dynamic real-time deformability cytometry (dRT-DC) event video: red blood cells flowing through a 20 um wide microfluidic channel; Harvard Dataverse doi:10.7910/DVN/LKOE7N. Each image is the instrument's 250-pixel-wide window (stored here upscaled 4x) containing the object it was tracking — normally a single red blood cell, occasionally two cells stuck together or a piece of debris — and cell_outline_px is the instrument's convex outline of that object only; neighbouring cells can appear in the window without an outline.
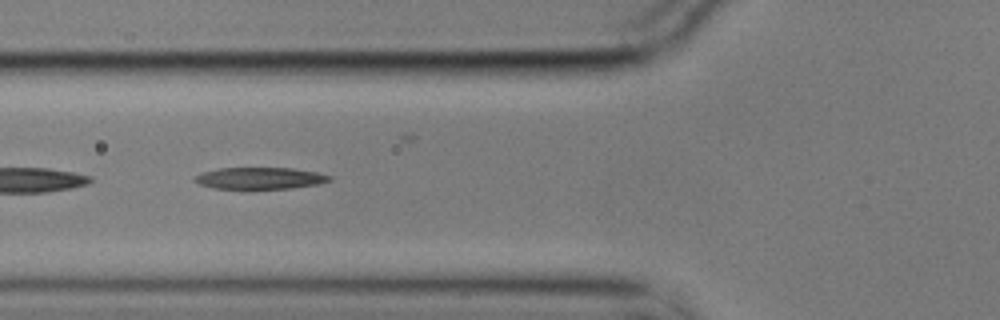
{"species": "common noctule bat (a hibernating species)", "species_latin": "Nyctalus noctula", "temperature_condition": "cold", "stored_images_in_passage": 45, "camera_frame_rate_fps": 3000, "um_per_image_px": 0.085, "animal": {"sex": "male", "body_mass_g": 17.9}, "frame": {"image": 1, "passage_image": 10, "time_ms": 3.0, "image_size_px": [1000, 320], "cell_outline_px": [[332, 180], [320, 184], [292, 188], [252, 192], [244, 192], [212, 188], [200, 184], [192, 180], [196, 176], [204, 172], [220, 168], [292, 168], [316, 172], [332, 176]], "centroid_in_image_um": [22.08, 15.21], "position_along_channel_um": 103.7, "area_um2": 18.15}}
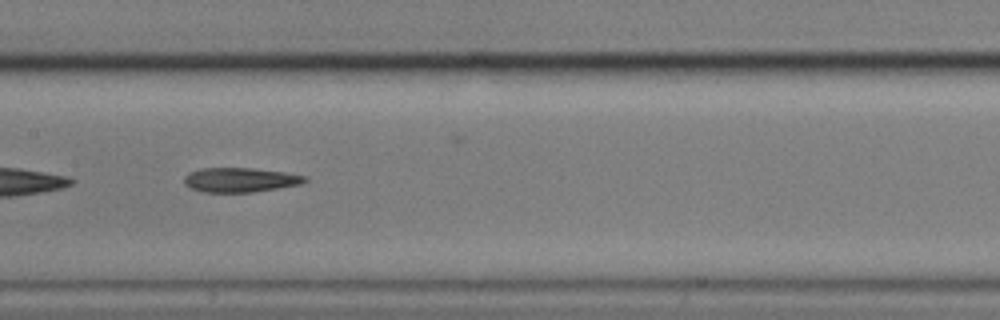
{"frame": {"image": 2, "passage_image": 17, "time_ms": 5.333, "image_size_px": [1000, 320], "cell_outline_px": [[308, 180], [300, 184], [252, 192], [200, 192], [184, 184], [184, 176], [188, 172], [200, 168], [252, 168], [284, 172], [308, 176]], "centroid_in_image_um": [20.38, 15.28], "position_along_channel_um": 187.0, "area_um2": 17.22}}
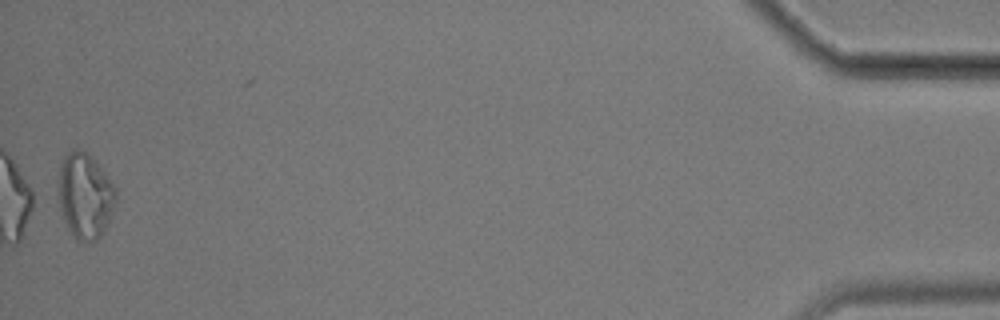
{"frame": {"image": 3, "passage_image": 45, "time_ms": 14.667, "image_size_px": [1000, 320], "cell_outline_px": [[116, 200], [112, 212], [100, 236], [96, 240], [76, 240], [72, 236], [64, 220], [60, 208], [56, 188], [56, 184], [60, 164], [64, 156], [72, 148], [80, 148], [96, 160], [108, 176], [116, 188]], "centroid_in_image_um": [7.19, 16.58], "position_along_channel_um": 428.0, "area_um2": 29.02}, "authors_computed_cell_mechanics": {"area_um2": 18.0914, "velocity_mm_per_s": 3.5374, "shape_relaxation_time_tau1_ms": 7.161, "shape_relaxation_time_tau2_ms": 7.0241, "deformation_change_tau1": 0.2323, "deformation_change_tau2": 0.2001}}